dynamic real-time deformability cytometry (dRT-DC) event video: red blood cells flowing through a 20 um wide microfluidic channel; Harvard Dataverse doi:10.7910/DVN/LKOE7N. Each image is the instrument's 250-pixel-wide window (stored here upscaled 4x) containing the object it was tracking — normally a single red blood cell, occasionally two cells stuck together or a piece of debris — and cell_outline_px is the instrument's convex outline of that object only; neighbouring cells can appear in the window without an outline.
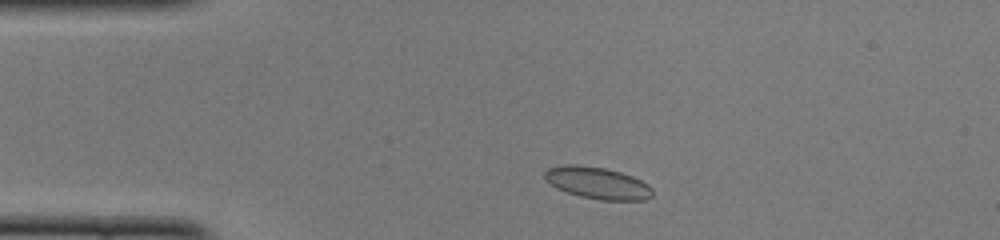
{"species": "common noctule bat (a hibernating species)", "species_latin": "Nyctalus noctula", "temperature_condition": "cold", "stored_images_in_passage": 44, "camera_frame_rate_fps": 3000, "um_per_image_px": 0.085, "animal": {"sex": "female", "body_mass_g": 22.0, "forearm_length_mm": 56.7}, "frame": {"image": 1, "passage_image": 4, "time_ms": 1.0, "image_size_px": [1000, 240], "cell_outline_px": [[652, 196], [644, 200], [600, 200], [580, 196], [556, 188], [544, 180], [544, 172], [548, 168], [564, 164], [576, 164], [604, 168], [620, 172], [632, 176], [648, 184], [652, 188]], "centroid_in_image_um": [50.76, 15.55], "position_along_channel_um": 34.2, "area_um2": 20.06}}
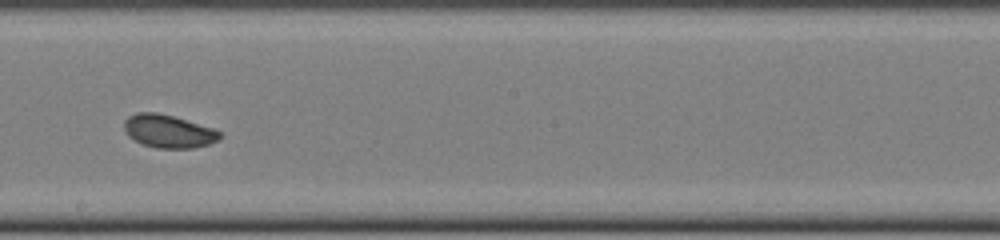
{"frame": {"image": 2, "passage_image": 22, "time_ms": 7.0, "image_size_px": [1000, 240], "cell_outline_px": [[224, 136], [208, 144], [192, 148], [156, 148], [140, 144], [132, 140], [128, 136], [124, 128], [124, 120], [128, 116], [136, 112], [156, 112], [172, 116], [212, 128], [220, 132]], "centroid_in_image_um": [14.26, 11.16], "position_along_channel_um": 233.9, "area_um2": 18.44}}
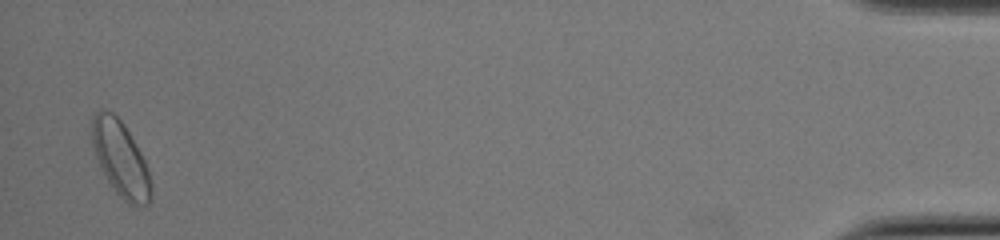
{"frame": {"image": 3, "passage_image": 43, "time_ms": 14.0, "image_size_px": [1000, 240], "cell_outline_px": [[152, 196], [148, 204], [136, 208], [128, 204], [112, 188], [96, 156], [92, 144], [92, 116], [100, 108], [104, 108], [112, 112], [124, 124], [140, 152], [148, 168], [152, 184]], "centroid_in_image_um": [10.27, 13.52], "position_along_channel_um": 424.9, "area_um2": 25.95}, "authors_computed_cell_mechanics": {"area_um2": 19.1029, "velocity_mm_per_s": 3.9585, "shape_relaxation_time_tau1_ms": 3.3468, "shape_relaxation_time_tau2_ms": 0.9622, "deformation_change_tau1": 0.0887, "deformation_change_tau2": 0.0384}}